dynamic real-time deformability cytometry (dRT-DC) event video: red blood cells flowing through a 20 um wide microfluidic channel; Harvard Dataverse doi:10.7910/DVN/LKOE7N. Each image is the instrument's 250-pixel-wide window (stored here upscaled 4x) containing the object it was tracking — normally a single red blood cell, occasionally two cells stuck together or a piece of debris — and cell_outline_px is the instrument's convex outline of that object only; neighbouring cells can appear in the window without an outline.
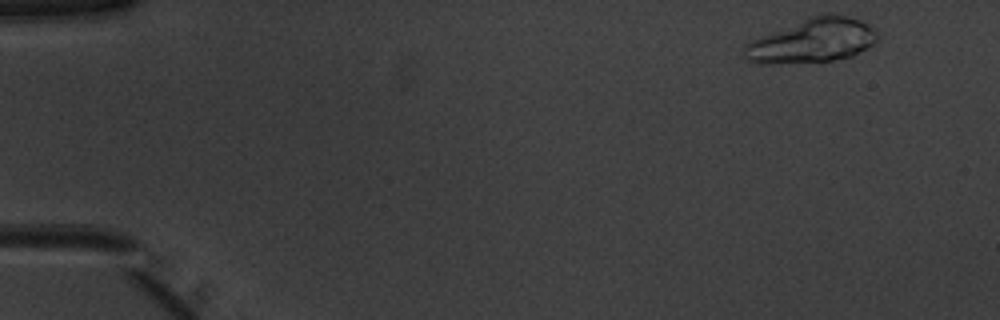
{"species": "common noctule bat (a hibernating species)", "species_latin": "Nyctalus noctula", "temperature_condition": "warm", "stored_images_in_passage": 12, "camera_frame_rate_fps": 3000, "um_per_image_px": 0.085, "animal": {"sex": "male", "body_mass_g": 20.1, "forearm_length_mm": 53.5}, "frame": {"image": 1, "passage_image": 1, "time_ms": 0.0, "image_size_px": [1000, 320], "cell_outline_px": [[880, 40], [852, 56], [832, 60], [772, 64], [756, 64], [748, 60], [744, 56], [744, 44], [752, 40], [812, 16], [828, 12], [848, 16], [860, 20], [876, 28]], "centroid_in_image_um": [69.09, 3.46], "position_along_channel_um": 15.9, "area_um2": 34.1}}
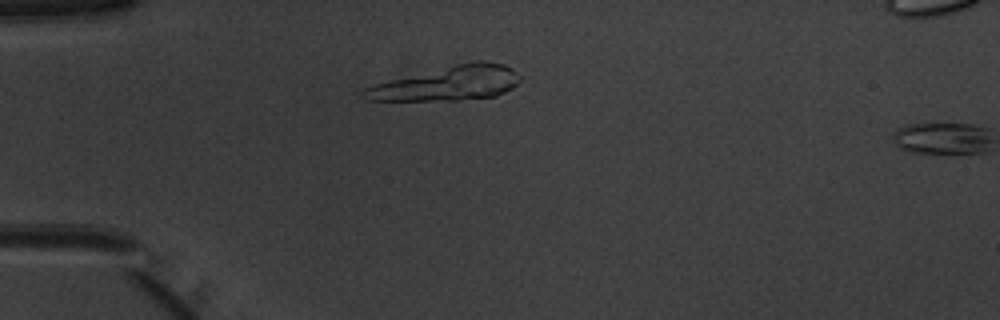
{"frame": {"image": 2, "passage_image": 11, "time_ms": 3.333, "image_size_px": [1000, 320], "cell_outline_px": [[520, 80], [512, 88], [496, 96], [456, 100], [364, 100], [356, 92], [364, 88], [376, 84], [456, 64], [476, 60], [484, 60], [504, 64], [512, 68], [520, 76]], "centroid_in_image_um": [38.05, 7.09], "position_along_channel_um": 47.0, "area_um2": 31.04}}